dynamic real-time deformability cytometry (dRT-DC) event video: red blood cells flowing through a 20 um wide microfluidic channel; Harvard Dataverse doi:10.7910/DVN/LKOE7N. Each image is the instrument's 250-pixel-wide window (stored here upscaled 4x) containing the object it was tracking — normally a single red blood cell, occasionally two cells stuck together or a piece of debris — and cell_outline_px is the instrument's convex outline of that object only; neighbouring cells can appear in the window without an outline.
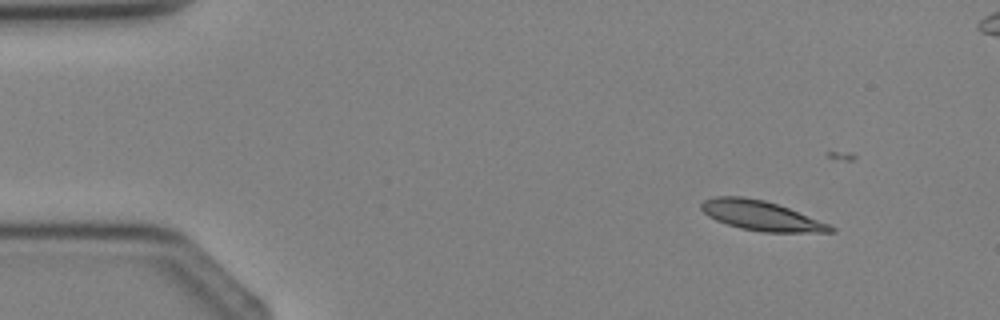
{"species": "Egyptian fruit bat (a non-hibernating species)", "species_latin": "Rousettus aegyptiacus", "temperature_condition": "cold", "stored_images_in_passage": 5, "camera_frame_rate_fps": 3000, "um_per_image_px": 0.085, "animal": {"sex": "female"}, "frame": {"image": 1, "passage_image": 1, "time_ms": 0.0, "image_size_px": [1000, 320], "cell_outline_px": [[836, 232], [764, 232], [740, 228], [716, 220], [708, 216], [700, 208], [700, 204], [704, 200], [716, 196], [744, 196], [764, 200], [788, 208], [828, 224], [836, 228]], "centroid_in_image_um": [64.66, 18.32], "position_along_channel_um": 20.3, "area_um2": 22.14}}
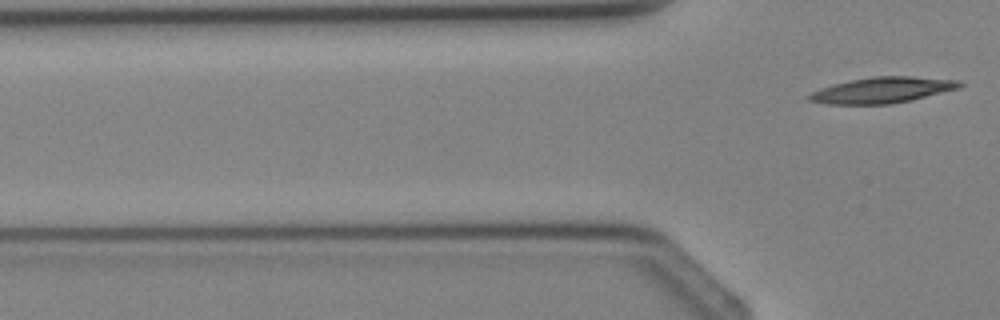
{"frame": {"image": 2, "passage_image": 5, "time_ms": 4.667, "image_size_px": [1000, 320], "cell_outline_px": [[964, 84], [960, 88], [912, 100], [892, 104], [828, 104], [808, 100], [808, 96], [812, 92], [820, 88], [852, 80], [872, 76], [912, 76], [960, 80]], "centroid_in_image_um": [75.06, 7.66], "position_along_channel_um": 50.7, "area_um2": 22.66}}